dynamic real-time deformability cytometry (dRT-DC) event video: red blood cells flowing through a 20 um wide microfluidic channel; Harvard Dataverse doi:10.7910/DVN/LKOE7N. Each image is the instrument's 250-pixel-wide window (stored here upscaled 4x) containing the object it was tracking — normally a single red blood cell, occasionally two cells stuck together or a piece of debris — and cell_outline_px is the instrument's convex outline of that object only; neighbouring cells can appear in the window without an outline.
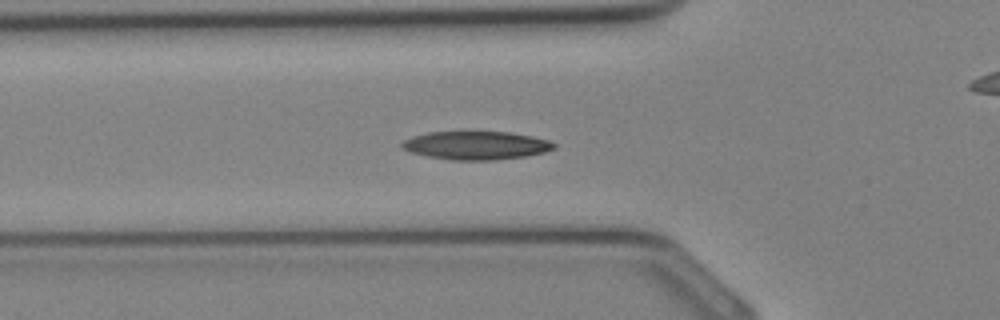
{"species": "Egyptian fruit bat (a non-hibernating species)", "species_latin": "Rousettus aegyptiacus", "temperature_condition": "cold", "stored_images_in_passage": 28, "camera_frame_rate_fps": 3000, "um_per_image_px": 0.085, "animal": {"sex": "female"}, "frame": {"image": 1, "passage_image": 5, "time_ms": 1.333, "image_size_px": [1000, 320], "cell_outline_px": [[556, 148], [544, 152], [524, 156], [492, 160], [452, 160], [428, 156], [408, 152], [400, 148], [400, 144], [404, 140], [412, 136], [428, 132], [508, 132], [532, 136], [548, 140], [556, 144]], "centroid_in_image_um": [40.43, 12.36], "position_along_channel_um": 85.4, "area_um2": 25.09}}
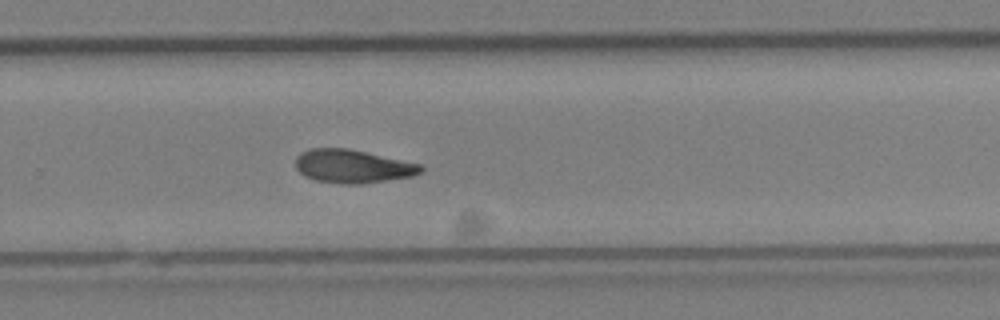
{"frame": {"image": 2, "passage_image": 16, "time_ms": 5.0, "image_size_px": [1000, 320], "cell_outline_px": [[424, 172], [412, 176], [360, 184], [344, 184], [316, 180], [304, 176], [296, 168], [296, 156], [300, 152], [312, 148], [348, 148], [420, 164], [424, 168]], "centroid_in_image_um": [29.96, 14.13], "position_along_channel_um": 299.8, "area_um2": 24.28}}
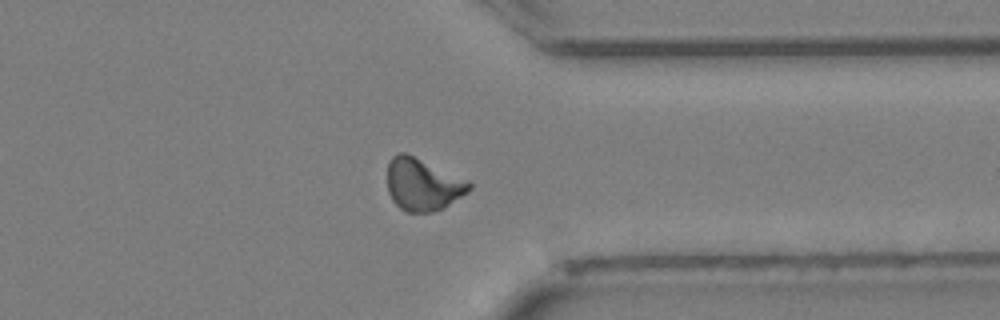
{"frame": {"image": 3, "passage_image": 20, "time_ms": 6.333, "image_size_px": [1000, 320], "cell_outline_px": [[472, 188], [468, 192], [444, 208], [432, 212], [408, 212], [400, 208], [392, 200], [388, 192], [388, 160], [396, 152], [404, 152], [468, 180], [472, 184]], "centroid_in_image_um": [35.93, 15.68], "position_along_channel_um": 375.5, "area_um2": 24.91}}